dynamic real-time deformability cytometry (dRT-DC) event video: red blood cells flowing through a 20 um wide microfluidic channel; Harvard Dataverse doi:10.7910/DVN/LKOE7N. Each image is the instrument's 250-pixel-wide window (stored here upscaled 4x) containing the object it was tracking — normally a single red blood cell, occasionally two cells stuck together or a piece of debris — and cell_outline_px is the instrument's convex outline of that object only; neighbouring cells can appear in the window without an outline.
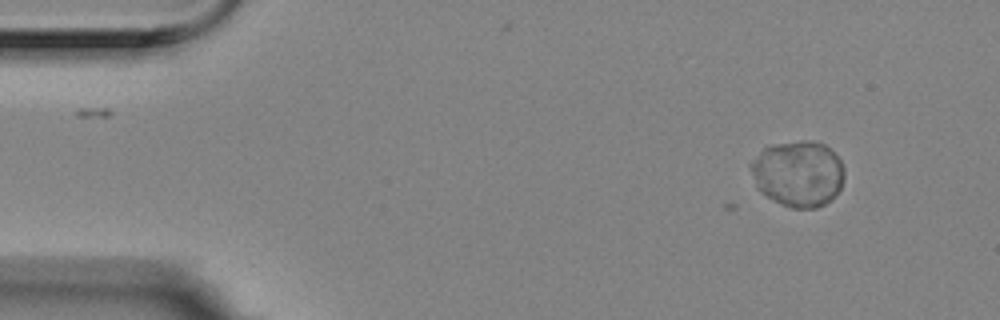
{"species": "Egyptian fruit bat (a non-hibernating species)", "species_latin": "Rousettus aegyptiacus", "temperature_condition": "room temperature", "stored_images_in_passage": 6, "segment_of_instrument_passage": [1, 2], "camera_frame_rate_fps": 3000, "um_per_image_px": 0.085, "animal": {"sex": "female"}, "frame": {"image": 1, "passage_image": 2, "time_ms": 0.333, "image_size_px": [1000, 320], "cell_outline_px": [[844, 180], [840, 188], [832, 200], [816, 208], [792, 208], [780, 204], [760, 192], [756, 188], [752, 172], [752, 164], [764, 148], [772, 144], [804, 140], [808, 140], [824, 144], [840, 160], [844, 168]], "centroid_in_image_um": [67.87, 14.78], "position_along_channel_um": 17.1, "area_um2": 35.78}}
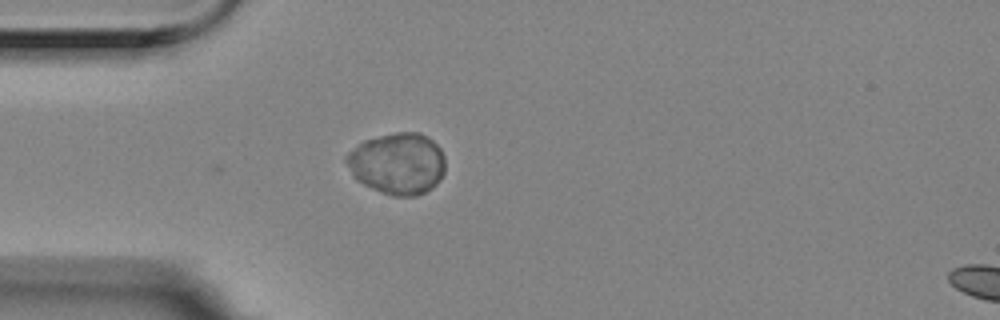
{"frame": {"image": 2, "passage_image": 5, "time_ms": 1.333, "image_size_px": [1000, 320], "cell_outline_px": [[444, 172], [440, 180], [432, 188], [416, 196], [392, 196], [380, 192], [356, 180], [352, 176], [344, 160], [344, 156], [348, 152], [364, 140], [396, 132], [420, 132], [432, 140], [440, 148], [444, 156]], "centroid_in_image_um": [33.77, 13.9], "position_along_channel_um": 51.2, "area_um2": 35.66}}